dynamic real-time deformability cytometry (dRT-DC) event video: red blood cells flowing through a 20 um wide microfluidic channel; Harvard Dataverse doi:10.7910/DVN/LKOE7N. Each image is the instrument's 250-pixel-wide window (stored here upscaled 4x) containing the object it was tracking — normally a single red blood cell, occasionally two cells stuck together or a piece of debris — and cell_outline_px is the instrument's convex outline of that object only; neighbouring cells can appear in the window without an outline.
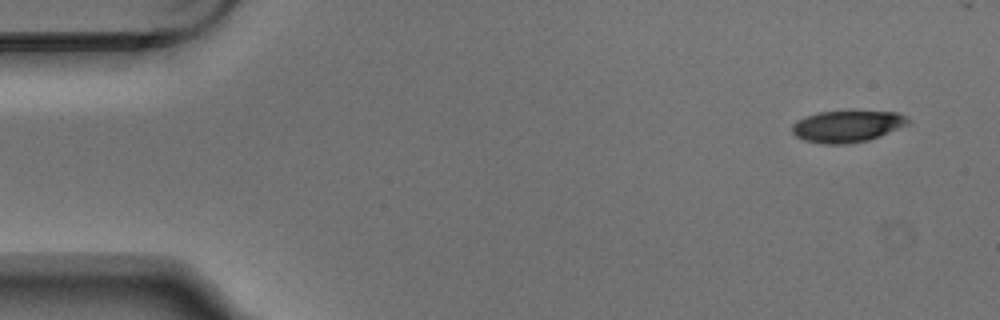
{"species": "Egyptian fruit bat (a non-hibernating species)", "species_latin": "Rousettus aegyptiacus", "temperature_condition": "warm", "stored_images_in_passage": 5, "camera_frame_rate_fps": 3000, "um_per_image_px": 0.085, "animal": {"sex": "male"}, "frame": {"image": 1, "passage_image": 1, "time_ms": 0.0, "image_size_px": [1000, 320], "cell_outline_px": [[912, 120], [908, 124], [880, 136], [868, 140], [844, 144], [824, 144], [804, 140], [796, 136], [792, 132], [792, 124], [796, 120], [804, 116], [820, 112], [900, 112], [908, 116]], "centroid_in_image_um": [72.02, 10.74], "position_along_channel_um": 13.0, "area_um2": 21.33}}
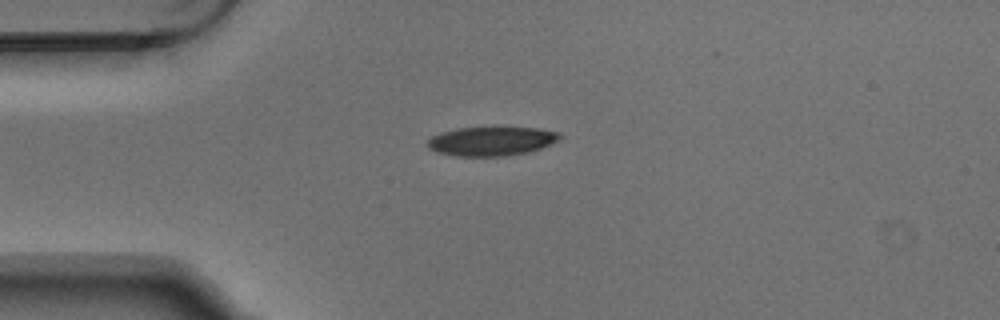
{"frame": {"image": 2, "passage_image": 4, "time_ms": 1.0, "image_size_px": [1000, 320], "cell_outline_px": [[564, 136], [560, 140], [540, 148], [528, 152], [504, 156], [456, 156], [440, 152], [428, 148], [428, 140], [432, 136], [440, 132], [456, 128], [540, 128], [560, 132]], "centroid_in_image_um": [41.82, 11.99], "position_along_channel_um": 43.2, "area_um2": 22.31}}